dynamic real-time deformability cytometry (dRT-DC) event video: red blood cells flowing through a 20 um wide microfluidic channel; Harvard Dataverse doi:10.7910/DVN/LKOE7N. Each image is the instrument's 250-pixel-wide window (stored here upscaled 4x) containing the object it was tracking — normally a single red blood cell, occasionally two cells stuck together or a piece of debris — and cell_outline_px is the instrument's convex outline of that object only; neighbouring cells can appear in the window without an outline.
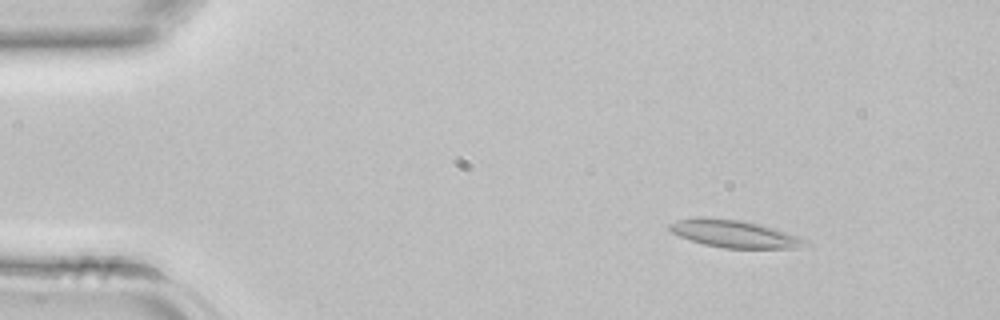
{"species": "common noctule bat (a hibernating species)", "species_latin": "Nyctalus noctula", "temperature_condition": "room temperature", "stored_images_in_passage": 43, "camera_frame_rate_fps": 3000, "um_per_image_px": 0.085, "animal": {"sex": "female", "body_mass_g": 22.7, "forearm_length_mm": 54.2}, "frame": {"image": 1, "passage_image": 6, "time_ms": 1.667, "image_size_px": [1000, 320], "cell_outline_px": [[808, 244], [796, 248], [724, 248], [704, 244], [680, 236], [672, 232], [668, 228], [668, 224], [676, 220], [696, 216], [704, 216], [740, 220], [760, 224], [800, 236], [808, 240]], "centroid_in_image_um": [62.4, 19.85], "position_along_channel_um": 22.6, "area_um2": 21.85}}
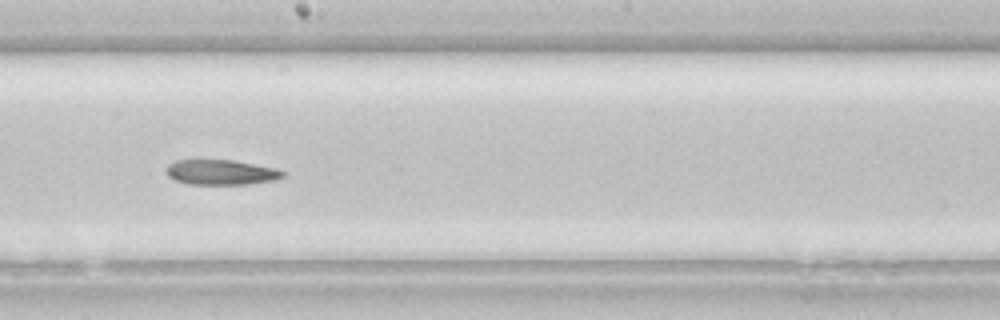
{"frame": {"image": 2, "passage_image": 24, "time_ms": 7.667, "image_size_px": [1000, 320], "cell_outline_px": [[288, 172], [284, 176], [276, 180], [244, 184], [188, 184], [176, 180], [168, 176], [164, 168], [168, 164], [176, 160], [232, 160], [276, 168]], "centroid_in_image_um": [18.79, 14.64], "position_along_channel_um": 229.4, "area_um2": 17.11}}
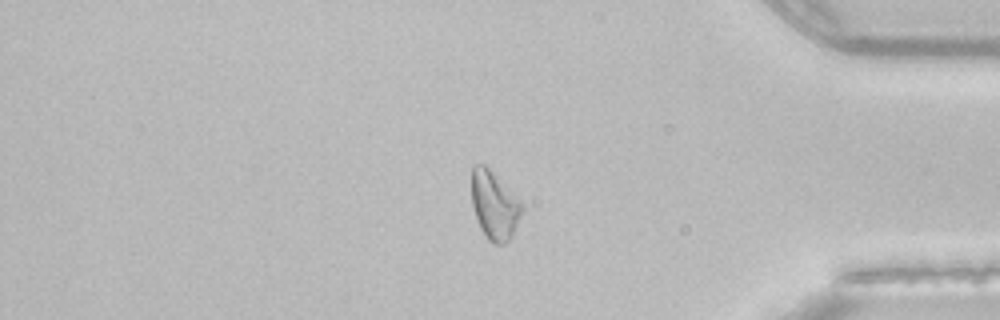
{"frame": {"image": 3, "passage_image": 36, "time_ms": 11.667, "image_size_px": [1000, 320], "cell_outline_px": [[524, 208], [508, 240], [504, 244], [492, 244], [488, 240], [480, 228], [472, 204], [472, 168], [476, 164], [484, 164], [524, 204]], "centroid_in_image_um": [42.01, 17.46], "position_along_channel_um": 393.2, "area_um2": 19.59}}